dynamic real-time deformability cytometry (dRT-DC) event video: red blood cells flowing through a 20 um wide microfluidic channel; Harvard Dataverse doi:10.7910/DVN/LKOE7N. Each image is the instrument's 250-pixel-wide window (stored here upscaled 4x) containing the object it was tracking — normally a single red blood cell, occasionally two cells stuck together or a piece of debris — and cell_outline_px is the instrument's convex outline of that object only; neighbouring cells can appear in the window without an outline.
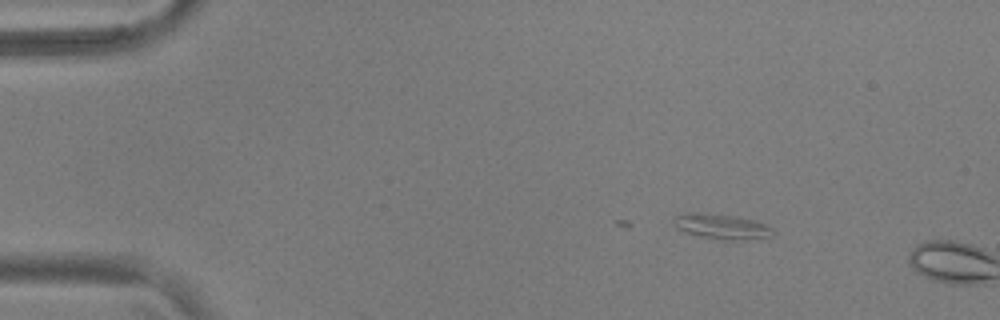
{"species": "common noctule bat (a hibernating species)", "species_latin": "Nyctalus noctula", "temperature_condition": "warm", "stored_images_in_passage": 8, "camera_frame_rate_fps": 3000, "um_per_image_px": 0.085, "animal": {"sex": "male", "body_mass_g": 17.9, "forearm_length_mm": 54.2}, "frame": {"image": 1, "passage_image": 8, "time_ms": 2.333, "image_size_px": [1000, 320], "cell_outline_px": [[776, 232], [772, 236], [732, 240], [728, 240], [704, 236], [688, 232], [676, 228], [672, 220], [676, 216], [688, 212], [700, 212], [736, 216], [752, 220], [764, 224], [772, 228]], "centroid_in_image_um": [61.33, 19.23], "position_along_channel_um": 23.7, "area_um2": 14.16}}